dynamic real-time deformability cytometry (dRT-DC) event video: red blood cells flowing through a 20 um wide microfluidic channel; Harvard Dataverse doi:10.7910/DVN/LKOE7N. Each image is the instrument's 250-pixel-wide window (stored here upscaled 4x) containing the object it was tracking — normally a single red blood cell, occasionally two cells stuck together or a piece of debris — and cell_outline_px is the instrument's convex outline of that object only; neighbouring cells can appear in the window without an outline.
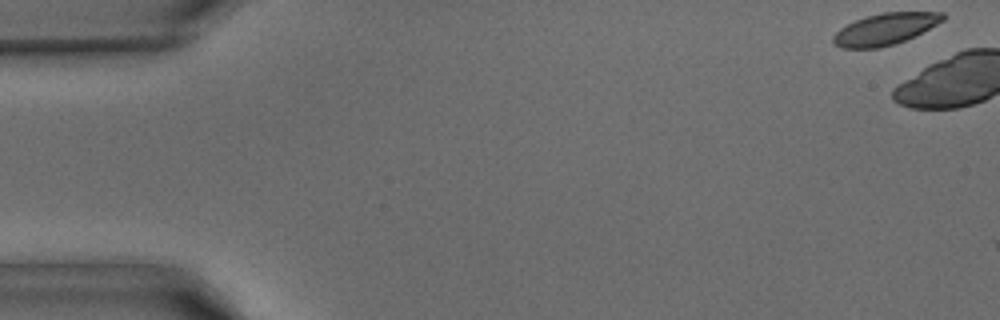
{"species": "common noctule bat (a hibernating species)", "species_latin": "Nyctalus noctula", "temperature_condition": "warm", "stored_images_in_passage": 4, "camera_frame_rate_fps": 3000, "um_per_image_px": 0.085, "animal": {"sex": "male", "body_mass_g": 15.6}, "frame": {"image": 1, "passage_image": 1, "time_ms": 0.0, "image_size_px": [1000, 320], "cell_outline_px": [[944, 20], [904, 40], [880, 48], [840, 48], [832, 40], [832, 36], [840, 28], [856, 20], [868, 16], [884, 12], [944, 12]], "centroid_in_image_um": [75.2, 2.47], "position_along_channel_um": 9.8, "area_um2": 19.71}}